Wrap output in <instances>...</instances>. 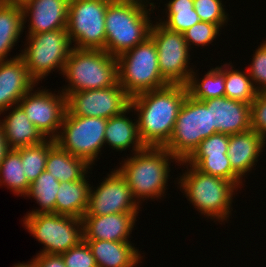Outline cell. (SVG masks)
<instances>
[{
  "label": "cell",
  "instance_id": "1",
  "mask_svg": "<svg viewBox=\"0 0 266 267\" xmlns=\"http://www.w3.org/2000/svg\"><path fill=\"white\" fill-rule=\"evenodd\" d=\"M187 94L186 85L168 84L130 98V107L138 112L139 135L146 147H164L169 142Z\"/></svg>",
  "mask_w": 266,
  "mask_h": 267
},
{
  "label": "cell",
  "instance_id": "2",
  "mask_svg": "<svg viewBox=\"0 0 266 267\" xmlns=\"http://www.w3.org/2000/svg\"><path fill=\"white\" fill-rule=\"evenodd\" d=\"M180 163L164 147H146L124 159L117 170L127 180L133 198L140 204L141 200L165 196L170 163ZM171 161V162H169Z\"/></svg>",
  "mask_w": 266,
  "mask_h": 267
},
{
  "label": "cell",
  "instance_id": "3",
  "mask_svg": "<svg viewBox=\"0 0 266 267\" xmlns=\"http://www.w3.org/2000/svg\"><path fill=\"white\" fill-rule=\"evenodd\" d=\"M62 75L68 81L62 88L66 97L73 92L109 88L118 82L117 57L105 50L73 48Z\"/></svg>",
  "mask_w": 266,
  "mask_h": 267
},
{
  "label": "cell",
  "instance_id": "4",
  "mask_svg": "<svg viewBox=\"0 0 266 267\" xmlns=\"http://www.w3.org/2000/svg\"><path fill=\"white\" fill-rule=\"evenodd\" d=\"M188 167L177 183L182 187V193L202 215L216 218V221H227L232 215L233 195L238 187L224 178L202 173L192 165Z\"/></svg>",
  "mask_w": 266,
  "mask_h": 267
},
{
  "label": "cell",
  "instance_id": "5",
  "mask_svg": "<svg viewBox=\"0 0 266 267\" xmlns=\"http://www.w3.org/2000/svg\"><path fill=\"white\" fill-rule=\"evenodd\" d=\"M151 13L141 7L112 0L105 14V51L118 57L143 43L149 37L153 23L149 17Z\"/></svg>",
  "mask_w": 266,
  "mask_h": 267
},
{
  "label": "cell",
  "instance_id": "6",
  "mask_svg": "<svg viewBox=\"0 0 266 267\" xmlns=\"http://www.w3.org/2000/svg\"><path fill=\"white\" fill-rule=\"evenodd\" d=\"M117 62L118 83L130 97L169 84L161 76L157 48L150 37L119 55Z\"/></svg>",
  "mask_w": 266,
  "mask_h": 267
},
{
  "label": "cell",
  "instance_id": "7",
  "mask_svg": "<svg viewBox=\"0 0 266 267\" xmlns=\"http://www.w3.org/2000/svg\"><path fill=\"white\" fill-rule=\"evenodd\" d=\"M217 133L211 128L210 106L187 94L178 112L174 130L164 146L179 162L186 161L200 142Z\"/></svg>",
  "mask_w": 266,
  "mask_h": 267
},
{
  "label": "cell",
  "instance_id": "8",
  "mask_svg": "<svg viewBox=\"0 0 266 267\" xmlns=\"http://www.w3.org/2000/svg\"><path fill=\"white\" fill-rule=\"evenodd\" d=\"M27 46L20 53L30 77L38 84L51 71L63 74L66 61L74 48L67 29L26 35ZM55 69V70H54Z\"/></svg>",
  "mask_w": 266,
  "mask_h": 267
},
{
  "label": "cell",
  "instance_id": "9",
  "mask_svg": "<svg viewBox=\"0 0 266 267\" xmlns=\"http://www.w3.org/2000/svg\"><path fill=\"white\" fill-rule=\"evenodd\" d=\"M23 224L44 245L38 254L61 255L83 240L82 219L56 213L27 214Z\"/></svg>",
  "mask_w": 266,
  "mask_h": 267
},
{
  "label": "cell",
  "instance_id": "10",
  "mask_svg": "<svg viewBox=\"0 0 266 267\" xmlns=\"http://www.w3.org/2000/svg\"><path fill=\"white\" fill-rule=\"evenodd\" d=\"M112 0H69L67 33L77 49L105 50V14Z\"/></svg>",
  "mask_w": 266,
  "mask_h": 267
},
{
  "label": "cell",
  "instance_id": "11",
  "mask_svg": "<svg viewBox=\"0 0 266 267\" xmlns=\"http://www.w3.org/2000/svg\"><path fill=\"white\" fill-rule=\"evenodd\" d=\"M105 118L73 116L66 111L56 144L92 166L104 146Z\"/></svg>",
  "mask_w": 266,
  "mask_h": 267
},
{
  "label": "cell",
  "instance_id": "12",
  "mask_svg": "<svg viewBox=\"0 0 266 267\" xmlns=\"http://www.w3.org/2000/svg\"><path fill=\"white\" fill-rule=\"evenodd\" d=\"M149 37L154 41L158 52L159 71L169 84L186 85L193 72L189 68V47L184 34L167 29L156 22L150 28Z\"/></svg>",
  "mask_w": 266,
  "mask_h": 267
},
{
  "label": "cell",
  "instance_id": "13",
  "mask_svg": "<svg viewBox=\"0 0 266 267\" xmlns=\"http://www.w3.org/2000/svg\"><path fill=\"white\" fill-rule=\"evenodd\" d=\"M31 88L18 105L24 110L28 119L48 139H55L60 131L67 111V97L61 91L52 93L49 90ZM59 94V95H58Z\"/></svg>",
  "mask_w": 266,
  "mask_h": 267
},
{
  "label": "cell",
  "instance_id": "14",
  "mask_svg": "<svg viewBox=\"0 0 266 267\" xmlns=\"http://www.w3.org/2000/svg\"><path fill=\"white\" fill-rule=\"evenodd\" d=\"M130 96L117 82L114 86L73 92L67 97V111L73 116L109 119L130 106Z\"/></svg>",
  "mask_w": 266,
  "mask_h": 267
},
{
  "label": "cell",
  "instance_id": "15",
  "mask_svg": "<svg viewBox=\"0 0 266 267\" xmlns=\"http://www.w3.org/2000/svg\"><path fill=\"white\" fill-rule=\"evenodd\" d=\"M99 184L96 190L90 186L88 207L84 215L139 213L140 206L133 198L127 180L117 169L108 173Z\"/></svg>",
  "mask_w": 266,
  "mask_h": 267
},
{
  "label": "cell",
  "instance_id": "16",
  "mask_svg": "<svg viewBox=\"0 0 266 267\" xmlns=\"http://www.w3.org/2000/svg\"><path fill=\"white\" fill-rule=\"evenodd\" d=\"M210 106L211 128L233 135L251 129V104L223 97L204 101Z\"/></svg>",
  "mask_w": 266,
  "mask_h": 267
},
{
  "label": "cell",
  "instance_id": "17",
  "mask_svg": "<svg viewBox=\"0 0 266 267\" xmlns=\"http://www.w3.org/2000/svg\"><path fill=\"white\" fill-rule=\"evenodd\" d=\"M36 85L20 54L0 62V115L18 105L24 95Z\"/></svg>",
  "mask_w": 266,
  "mask_h": 267
},
{
  "label": "cell",
  "instance_id": "18",
  "mask_svg": "<svg viewBox=\"0 0 266 267\" xmlns=\"http://www.w3.org/2000/svg\"><path fill=\"white\" fill-rule=\"evenodd\" d=\"M69 0H29L22 6L28 34L66 29Z\"/></svg>",
  "mask_w": 266,
  "mask_h": 267
},
{
  "label": "cell",
  "instance_id": "19",
  "mask_svg": "<svg viewBox=\"0 0 266 267\" xmlns=\"http://www.w3.org/2000/svg\"><path fill=\"white\" fill-rule=\"evenodd\" d=\"M138 213L84 215L83 240L129 241Z\"/></svg>",
  "mask_w": 266,
  "mask_h": 267
},
{
  "label": "cell",
  "instance_id": "20",
  "mask_svg": "<svg viewBox=\"0 0 266 267\" xmlns=\"http://www.w3.org/2000/svg\"><path fill=\"white\" fill-rule=\"evenodd\" d=\"M265 144L263 137L253 129L230 135L227 156L232 170L241 179L254 168Z\"/></svg>",
  "mask_w": 266,
  "mask_h": 267
},
{
  "label": "cell",
  "instance_id": "21",
  "mask_svg": "<svg viewBox=\"0 0 266 267\" xmlns=\"http://www.w3.org/2000/svg\"><path fill=\"white\" fill-rule=\"evenodd\" d=\"M85 241L92 251L97 267H135L143 257L131 241Z\"/></svg>",
  "mask_w": 266,
  "mask_h": 267
},
{
  "label": "cell",
  "instance_id": "22",
  "mask_svg": "<svg viewBox=\"0 0 266 267\" xmlns=\"http://www.w3.org/2000/svg\"><path fill=\"white\" fill-rule=\"evenodd\" d=\"M11 108L9 115L4 120H0L6 143L10 149L38 145L47 140L19 105Z\"/></svg>",
  "mask_w": 266,
  "mask_h": 267
},
{
  "label": "cell",
  "instance_id": "23",
  "mask_svg": "<svg viewBox=\"0 0 266 267\" xmlns=\"http://www.w3.org/2000/svg\"><path fill=\"white\" fill-rule=\"evenodd\" d=\"M133 109L129 106L121 114L113 116L107 120L105 128L104 141L113 150L124 151L129 147L133 149V154L143 150L146 146L141 141L137 120L133 122L132 119L126 116V113Z\"/></svg>",
  "mask_w": 266,
  "mask_h": 267
},
{
  "label": "cell",
  "instance_id": "24",
  "mask_svg": "<svg viewBox=\"0 0 266 267\" xmlns=\"http://www.w3.org/2000/svg\"><path fill=\"white\" fill-rule=\"evenodd\" d=\"M87 176L77 181L61 182L56 194L55 213L81 219L86 213L90 184Z\"/></svg>",
  "mask_w": 266,
  "mask_h": 267
},
{
  "label": "cell",
  "instance_id": "25",
  "mask_svg": "<svg viewBox=\"0 0 266 267\" xmlns=\"http://www.w3.org/2000/svg\"><path fill=\"white\" fill-rule=\"evenodd\" d=\"M89 169L91 167L86 161L61 149L57 144L48 152L45 170L59 182L83 179Z\"/></svg>",
  "mask_w": 266,
  "mask_h": 267
},
{
  "label": "cell",
  "instance_id": "26",
  "mask_svg": "<svg viewBox=\"0 0 266 267\" xmlns=\"http://www.w3.org/2000/svg\"><path fill=\"white\" fill-rule=\"evenodd\" d=\"M25 27L22 6L0 0V62L9 60L7 56Z\"/></svg>",
  "mask_w": 266,
  "mask_h": 267
},
{
  "label": "cell",
  "instance_id": "27",
  "mask_svg": "<svg viewBox=\"0 0 266 267\" xmlns=\"http://www.w3.org/2000/svg\"><path fill=\"white\" fill-rule=\"evenodd\" d=\"M196 74L193 70L186 84L189 96L205 101L225 95V64L209 70L202 80Z\"/></svg>",
  "mask_w": 266,
  "mask_h": 267
},
{
  "label": "cell",
  "instance_id": "28",
  "mask_svg": "<svg viewBox=\"0 0 266 267\" xmlns=\"http://www.w3.org/2000/svg\"><path fill=\"white\" fill-rule=\"evenodd\" d=\"M60 183L50 172L44 170L31 184L25 197H32L40 208L27 214L55 213L56 194Z\"/></svg>",
  "mask_w": 266,
  "mask_h": 267
},
{
  "label": "cell",
  "instance_id": "29",
  "mask_svg": "<svg viewBox=\"0 0 266 267\" xmlns=\"http://www.w3.org/2000/svg\"><path fill=\"white\" fill-rule=\"evenodd\" d=\"M20 153L16 149H10L0 164V186L5 185L16 195L25 196L30 188Z\"/></svg>",
  "mask_w": 266,
  "mask_h": 267
},
{
  "label": "cell",
  "instance_id": "30",
  "mask_svg": "<svg viewBox=\"0 0 266 267\" xmlns=\"http://www.w3.org/2000/svg\"><path fill=\"white\" fill-rule=\"evenodd\" d=\"M166 20H159L167 29L184 33L191 28L194 24L200 22V18L196 13L193 0H170L165 4Z\"/></svg>",
  "mask_w": 266,
  "mask_h": 267
},
{
  "label": "cell",
  "instance_id": "31",
  "mask_svg": "<svg viewBox=\"0 0 266 267\" xmlns=\"http://www.w3.org/2000/svg\"><path fill=\"white\" fill-rule=\"evenodd\" d=\"M182 166L192 165L202 173L224 178L241 188L242 179L232 170L227 155L190 156L186 161L179 163Z\"/></svg>",
  "mask_w": 266,
  "mask_h": 267
},
{
  "label": "cell",
  "instance_id": "32",
  "mask_svg": "<svg viewBox=\"0 0 266 267\" xmlns=\"http://www.w3.org/2000/svg\"><path fill=\"white\" fill-rule=\"evenodd\" d=\"M233 68L232 63L225 64L224 96L251 104L258 91L255 89L247 70L246 72H242L237 69L234 70Z\"/></svg>",
  "mask_w": 266,
  "mask_h": 267
},
{
  "label": "cell",
  "instance_id": "33",
  "mask_svg": "<svg viewBox=\"0 0 266 267\" xmlns=\"http://www.w3.org/2000/svg\"><path fill=\"white\" fill-rule=\"evenodd\" d=\"M55 144V139L48 138L41 144L16 149L20 153L24 173L30 183L45 170L48 152Z\"/></svg>",
  "mask_w": 266,
  "mask_h": 267
},
{
  "label": "cell",
  "instance_id": "34",
  "mask_svg": "<svg viewBox=\"0 0 266 267\" xmlns=\"http://www.w3.org/2000/svg\"><path fill=\"white\" fill-rule=\"evenodd\" d=\"M193 6L200 21L216 24L220 29L228 23L222 0H193Z\"/></svg>",
  "mask_w": 266,
  "mask_h": 267
},
{
  "label": "cell",
  "instance_id": "35",
  "mask_svg": "<svg viewBox=\"0 0 266 267\" xmlns=\"http://www.w3.org/2000/svg\"><path fill=\"white\" fill-rule=\"evenodd\" d=\"M220 28L213 23L200 21L199 23L194 24L191 28L186 30L184 34V39L191 49L193 46H208L211 44L214 39L217 38Z\"/></svg>",
  "mask_w": 266,
  "mask_h": 267
},
{
  "label": "cell",
  "instance_id": "36",
  "mask_svg": "<svg viewBox=\"0 0 266 267\" xmlns=\"http://www.w3.org/2000/svg\"><path fill=\"white\" fill-rule=\"evenodd\" d=\"M247 71L255 89L258 92L266 91V41L255 50Z\"/></svg>",
  "mask_w": 266,
  "mask_h": 267
},
{
  "label": "cell",
  "instance_id": "37",
  "mask_svg": "<svg viewBox=\"0 0 266 267\" xmlns=\"http://www.w3.org/2000/svg\"><path fill=\"white\" fill-rule=\"evenodd\" d=\"M66 267H97L92 251L85 240L61 254Z\"/></svg>",
  "mask_w": 266,
  "mask_h": 267
},
{
  "label": "cell",
  "instance_id": "38",
  "mask_svg": "<svg viewBox=\"0 0 266 267\" xmlns=\"http://www.w3.org/2000/svg\"><path fill=\"white\" fill-rule=\"evenodd\" d=\"M230 135L215 133L202 140L191 156L227 155Z\"/></svg>",
  "mask_w": 266,
  "mask_h": 267
},
{
  "label": "cell",
  "instance_id": "39",
  "mask_svg": "<svg viewBox=\"0 0 266 267\" xmlns=\"http://www.w3.org/2000/svg\"><path fill=\"white\" fill-rule=\"evenodd\" d=\"M251 129L266 141V91L258 92L251 103Z\"/></svg>",
  "mask_w": 266,
  "mask_h": 267
},
{
  "label": "cell",
  "instance_id": "40",
  "mask_svg": "<svg viewBox=\"0 0 266 267\" xmlns=\"http://www.w3.org/2000/svg\"><path fill=\"white\" fill-rule=\"evenodd\" d=\"M34 259L38 267H66L61 255L37 254Z\"/></svg>",
  "mask_w": 266,
  "mask_h": 267
},
{
  "label": "cell",
  "instance_id": "41",
  "mask_svg": "<svg viewBox=\"0 0 266 267\" xmlns=\"http://www.w3.org/2000/svg\"><path fill=\"white\" fill-rule=\"evenodd\" d=\"M116 1L122 2V3H127V4H130V5H135V6L141 7L143 9H146V10H149V11H153V9H155L154 2L150 3L148 0H116ZM148 4L150 5L149 7H151L149 9H147L148 8Z\"/></svg>",
  "mask_w": 266,
  "mask_h": 267
},
{
  "label": "cell",
  "instance_id": "42",
  "mask_svg": "<svg viewBox=\"0 0 266 267\" xmlns=\"http://www.w3.org/2000/svg\"><path fill=\"white\" fill-rule=\"evenodd\" d=\"M9 150L10 148L6 143L3 127L0 123V164Z\"/></svg>",
  "mask_w": 266,
  "mask_h": 267
},
{
  "label": "cell",
  "instance_id": "43",
  "mask_svg": "<svg viewBox=\"0 0 266 267\" xmlns=\"http://www.w3.org/2000/svg\"><path fill=\"white\" fill-rule=\"evenodd\" d=\"M28 263L29 262H27L26 264L25 263H18V264H15L14 267H38L34 257H33V259H31L30 263L29 264Z\"/></svg>",
  "mask_w": 266,
  "mask_h": 267
},
{
  "label": "cell",
  "instance_id": "44",
  "mask_svg": "<svg viewBox=\"0 0 266 267\" xmlns=\"http://www.w3.org/2000/svg\"><path fill=\"white\" fill-rule=\"evenodd\" d=\"M7 3L15 4L18 6H23L25 3H27L29 0H2Z\"/></svg>",
  "mask_w": 266,
  "mask_h": 267
}]
</instances>
